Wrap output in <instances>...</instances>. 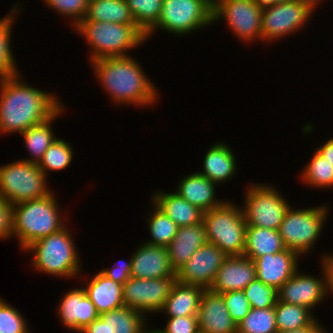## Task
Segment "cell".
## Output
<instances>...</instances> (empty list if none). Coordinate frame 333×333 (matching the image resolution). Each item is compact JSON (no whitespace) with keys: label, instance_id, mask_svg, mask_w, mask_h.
<instances>
[{"label":"cell","instance_id":"cell-4","mask_svg":"<svg viewBox=\"0 0 333 333\" xmlns=\"http://www.w3.org/2000/svg\"><path fill=\"white\" fill-rule=\"evenodd\" d=\"M72 235L66 225L58 232L43 237L25 248L23 252L32 253L30 266L33 270L64 279L74 280L78 275L82 277L80 253Z\"/></svg>","mask_w":333,"mask_h":333},{"label":"cell","instance_id":"cell-15","mask_svg":"<svg viewBox=\"0 0 333 333\" xmlns=\"http://www.w3.org/2000/svg\"><path fill=\"white\" fill-rule=\"evenodd\" d=\"M228 256L215 244L202 245L176 272L178 282L209 289L216 273Z\"/></svg>","mask_w":333,"mask_h":333},{"label":"cell","instance_id":"cell-19","mask_svg":"<svg viewBox=\"0 0 333 333\" xmlns=\"http://www.w3.org/2000/svg\"><path fill=\"white\" fill-rule=\"evenodd\" d=\"M199 333H237L222 294L205 289L198 309Z\"/></svg>","mask_w":333,"mask_h":333},{"label":"cell","instance_id":"cell-32","mask_svg":"<svg viewBox=\"0 0 333 333\" xmlns=\"http://www.w3.org/2000/svg\"><path fill=\"white\" fill-rule=\"evenodd\" d=\"M314 313L304 306L294 305L277 299L275 321L279 331L309 327L316 319Z\"/></svg>","mask_w":333,"mask_h":333},{"label":"cell","instance_id":"cell-34","mask_svg":"<svg viewBox=\"0 0 333 333\" xmlns=\"http://www.w3.org/2000/svg\"><path fill=\"white\" fill-rule=\"evenodd\" d=\"M302 170L299 178L305 185L322 189L333 188V165L316 149Z\"/></svg>","mask_w":333,"mask_h":333},{"label":"cell","instance_id":"cell-31","mask_svg":"<svg viewBox=\"0 0 333 333\" xmlns=\"http://www.w3.org/2000/svg\"><path fill=\"white\" fill-rule=\"evenodd\" d=\"M99 316L109 324L110 333H147L152 328L146 326L148 320L143 313L126 306Z\"/></svg>","mask_w":333,"mask_h":333},{"label":"cell","instance_id":"cell-12","mask_svg":"<svg viewBox=\"0 0 333 333\" xmlns=\"http://www.w3.org/2000/svg\"><path fill=\"white\" fill-rule=\"evenodd\" d=\"M313 10L309 5L296 0L275 4L262 13V42L280 40L302 28L311 21Z\"/></svg>","mask_w":333,"mask_h":333},{"label":"cell","instance_id":"cell-16","mask_svg":"<svg viewBox=\"0 0 333 333\" xmlns=\"http://www.w3.org/2000/svg\"><path fill=\"white\" fill-rule=\"evenodd\" d=\"M57 316L63 328L71 332H81L99 317L95 305L87 297L83 287L69 289L60 299Z\"/></svg>","mask_w":333,"mask_h":333},{"label":"cell","instance_id":"cell-44","mask_svg":"<svg viewBox=\"0 0 333 333\" xmlns=\"http://www.w3.org/2000/svg\"><path fill=\"white\" fill-rule=\"evenodd\" d=\"M131 259L129 261L118 260L113 267L105 268L100 270V272L105 275L107 278L113 280L118 284H124L131 277Z\"/></svg>","mask_w":333,"mask_h":333},{"label":"cell","instance_id":"cell-24","mask_svg":"<svg viewBox=\"0 0 333 333\" xmlns=\"http://www.w3.org/2000/svg\"><path fill=\"white\" fill-rule=\"evenodd\" d=\"M99 315L123 307V285L107 278L100 271L83 286Z\"/></svg>","mask_w":333,"mask_h":333},{"label":"cell","instance_id":"cell-18","mask_svg":"<svg viewBox=\"0 0 333 333\" xmlns=\"http://www.w3.org/2000/svg\"><path fill=\"white\" fill-rule=\"evenodd\" d=\"M257 278L254 260L246 256H228L218 269L209 290L215 293L242 291Z\"/></svg>","mask_w":333,"mask_h":333},{"label":"cell","instance_id":"cell-2","mask_svg":"<svg viewBox=\"0 0 333 333\" xmlns=\"http://www.w3.org/2000/svg\"><path fill=\"white\" fill-rule=\"evenodd\" d=\"M90 63L101 88L116 106L152 107L157 103L159 90L133 56L108 57Z\"/></svg>","mask_w":333,"mask_h":333},{"label":"cell","instance_id":"cell-51","mask_svg":"<svg viewBox=\"0 0 333 333\" xmlns=\"http://www.w3.org/2000/svg\"><path fill=\"white\" fill-rule=\"evenodd\" d=\"M147 333H155L152 329H150Z\"/></svg>","mask_w":333,"mask_h":333},{"label":"cell","instance_id":"cell-35","mask_svg":"<svg viewBox=\"0 0 333 333\" xmlns=\"http://www.w3.org/2000/svg\"><path fill=\"white\" fill-rule=\"evenodd\" d=\"M73 154L70 142L62 138H56L37 165L46 177H48L49 171H63L65 168L69 167L74 159Z\"/></svg>","mask_w":333,"mask_h":333},{"label":"cell","instance_id":"cell-21","mask_svg":"<svg viewBox=\"0 0 333 333\" xmlns=\"http://www.w3.org/2000/svg\"><path fill=\"white\" fill-rule=\"evenodd\" d=\"M177 190L182 198L203 212L220 206L225 200L216 198V183L198 172L181 177Z\"/></svg>","mask_w":333,"mask_h":333},{"label":"cell","instance_id":"cell-40","mask_svg":"<svg viewBox=\"0 0 333 333\" xmlns=\"http://www.w3.org/2000/svg\"><path fill=\"white\" fill-rule=\"evenodd\" d=\"M0 296V333H32L24 315Z\"/></svg>","mask_w":333,"mask_h":333},{"label":"cell","instance_id":"cell-11","mask_svg":"<svg viewBox=\"0 0 333 333\" xmlns=\"http://www.w3.org/2000/svg\"><path fill=\"white\" fill-rule=\"evenodd\" d=\"M213 24L227 21L228 27L244 43L262 42V13L254 0H212ZM215 22V23H214Z\"/></svg>","mask_w":333,"mask_h":333},{"label":"cell","instance_id":"cell-33","mask_svg":"<svg viewBox=\"0 0 333 333\" xmlns=\"http://www.w3.org/2000/svg\"><path fill=\"white\" fill-rule=\"evenodd\" d=\"M151 212L149 211L147 227L152 239L144 241L151 245L167 247L177 234L178 226L161 209L152 203Z\"/></svg>","mask_w":333,"mask_h":333},{"label":"cell","instance_id":"cell-7","mask_svg":"<svg viewBox=\"0 0 333 333\" xmlns=\"http://www.w3.org/2000/svg\"><path fill=\"white\" fill-rule=\"evenodd\" d=\"M329 210L326 204L298 209L290 206L278 229L284 246L298 253L300 257L313 251L324 222L326 223L329 217Z\"/></svg>","mask_w":333,"mask_h":333},{"label":"cell","instance_id":"cell-13","mask_svg":"<svg viewBox=\"0 0 333 333\" xmlns=\"http://www.w3.org/2000/svg\"><path fill=\"white\" fill-rule=\"evenodd\" d=\"M176 281V277L158 279L130 277L123 284V304L146 316L149 313H160Z\"/></svg>","mask_w":333,"mask_h":333},{"label":"cell","instance_id":"cell-8","mask_svg":"<svg viewBox=\"0 0 333 333\" xmlns=\"http://www.w3.org/2000/svg\"><path fill=\"white\" fill-rule=\"evenodd\" d=\"M212 13V0H163L160 18L146 34V40L159 29L175 36L202 30L213 25Z\"/></svg>","mask_w":333,"mask_h":333},{"label":"cell","instance_id":"cell-37","mask_svg":"<svg viewBox=\"0 0 333 333\" xmlns=\"http://www.w3.org/2000/svg\"><path fill=\"white\" fill-rule=\"evenodd\" d=\"M275 306L251 308L246 317L237 324V333H276Z\"/></svg>","mask_w":333,"mask_h":333},{"label":"cell","instance_id":"cell-28","mask_svg":"<svg viewBox=\"0 0 333 333\" xmlns=\"http://www.w3.org/2000/svg\"><path fill=\"white\" fill-rule=\"evenodd\" d=\"M281 235L278 230L263 227L247 226L245 249L243 255L255 260L266 254H274L284 250Z\"/></svg>","mask_w":333,"mask_h":333},{"label":"cell","instance_id":"cell-38","mask_svg":"<svg viewBox=\"0 0 333 333\" xmlns=\"http://www.w3.org/2000/svg\"><path fill=\"white\" fill-rule=\"evenodd\" d=\"M243 292L249 301L250 307L255 309L274 307L278 299L277 290L257 278L250 282L243 289Z\"/></svg>","mask_w":333,"mask_h":333},{"label":"cell","instance_id":"cell-14","mask_svg":"<svg viewBox=\"0 0 333 333\" xmlns=\"http://www.w3.org/2000/svg\"><path fill=\"white\" fill-rule=\"evenodd\" d=\"M321 277L301 272L299 269L278 290V300L304 306L314 313L316 306L328 297L326 270L321 265Z\"/></svg>","mask_w":333,"mask_h":333},{"label":"cell","instance_id":"cell-48","mask_svg":"<svg viewBox=\"0 0 333 333\" xmlns=\"http://www.w3.org/2000/svg\"><path fill=\"white\" fill-rule=\"evenodd\" d=\"M314 149H316L331 165H333V137Z\"/></svg>","mask_w":333,"mask_h":333},{"label":"cell","instance_id":"cell-3","mask_svg":"<svg viewBox=\"0 0 333 333\" xmlns=\"http://www.w3.org/2000/svg\"><path fill=\"white\" fill-rule=\"evenodd\" d=\"M55 195L52 191L43 198L13 205V237L21 250L67 225L68 218L64 217Z\"/></svg>","mask_w":333,"mask_h":333},{"label":"cell","instance_id":"cell-47","mask_svg":"<svg viewBox=\"0 0 333 333\" xmlns=\"http://www.w3.org/2000/svg\"><path fill=\"white\" fill-rule=\"evenodd\" d=\"M327 329L316 319L309 327L289 330V331H277L276 333H328Z\"/></svg>","mask_w":333,"mask_h":333},{"label":"cell","instance_id":"cell-5","mask_svg":"<svg viewBox=\"0 0 333 333\" xmlns=\"http://www.w3.org/2000/svg\"><path fill=\"white\" fill-rule=\"evenodd\" d=\"M90 47V62L108 57L128 56L146 41V35L136 24H119L81 20L73 29Z\"/></svg>","mask_w":333,"mask_h":333},{"label":"cell","instance_id":"cell-1","mask_svg":"<svg viewBox=\"0 0 333 333\" xmlns=\"http://www.w3.org/2000/svg\"><path fill=\"white\" fill-rule=\"evenodd\" d=\"M20 74L0 80V135L21 134L64 106L59 97L32 87Z\"/></svg>","mask_w":333,"mask_h":333},{"label":"cell","instance_id":"cell-45","mask_svg":"<svg viewBox=\"0 0 333 333\" xmlns=\"http://www.w3.org/2000/svg\"><path fill=\"white\" fill-rule=\"evenodd\" d=\"M321 265L326 270L328 295L333 294V253H325L321 256Z\"/></svg>","mask_w":333,"mask_h":333},{"label":"cell","instance_id":"cell-42","mask_svg":"<svg viewBox=\"0 0 333 333\" xmlns=\"http://www.w3.org/2000/svg\"><path fill=\"white\" fill-rule=\"evenodd\" d=\"M163 328H153L155 333H199L197 315L167 317Z\"/></svg>","mask_w":333,"mask_h":333},{"label":"cell","instance_id":"cell-49","mask_svg":"<svg viewBox=\"0 0 333 333\" xmlns=\"http://www.w3.org/2000/svg\"><path fill=\"white\" fill-rule=\"evenodd\" d=\"M293 0H254V3L259 7L261 11L271 8L275 4L284 2H290Z\"/></svg>","mask_w":333,"mask_h":333},{"label":"cell","instance_id":"cell-22","mask_svg":"<svg viewBox=\"0 0 333 333\" xmlns=\"http://www.w3.org/2000/svg\"><path fill=\"white\" fill-rule=\"evenodd\" d=\"M207 242L203 221L191 226L178 227L177 234L166 247L173 270L177 272Z\"/></svg>","mask_w":333,"mask_h":333},{"label":"cell","instance_id":"cell-25","mask_svg":"<svg viewBox=\"0 0 333 333\" xmlns=\"http://www.w3.org/2000/svg\"><path fill=\"white\" fill-rule=\"evenodd\" d=\"M151 199L178 227L191 226L203 221V211L190 204L178 193L154 192Z\"/></svg>","mask_w":333,"mask_h":333},{"label":"cell","instance_id":"cell-9","mask_svg":"<svg viewBox=\"0 0 333 333\" xmlns=\"http://www.w3.org/2000/svg\"><path fill=\"white\" fill-rule=\"evenodd\" d=\"M48 178L35 163L16 160L0 166V195L12 205L37 200L53 190Z\"/></svg>","mask_w":333,"mask_h":333},{"label":"cell","instance_id":"cell-36","mask_svg":"<svg viewBox=\"0 0 333 333\" xmlns=\"http://www.w3.org/2000/svg\"><path fill=\"white\" fill-rule=\"evenodd\" d=\"M137 27L146 35L158 22L163 0H125Z\"/></svg>","mask_w":333,"mask_h":333},{"label":"cell","instance_id":"cell-23","mask_svg":"<svg viewBox=\"0 0 333 333\" xmlns=\"http://www.w3.org/2000/svg\"><path fill=\"white\" fill-rule=\"evenodd\" d=\"M235 156L226 142L214 143L204 155L203 170L198 173L212 180L217 186L224 184L236 176L238 166Z\"/></svg>","mask_w":333,"mask_h":333},{"label":"cell","instance_id":"cell-41","mask_svg":"<svg viewBox=\"0 0 333 333\" xmlns=\"http://www.w3.org/2000/svg\"><path fill=\"white\" fill-rule=\"evenodd\" d=\"M222 296L232 320L238 324L246 317L251 309L243 290L222 293Z\"/></svg>","mask_w":333,"mask_h":333},{"label":"cell","instance_id":"cell-27","mask_svg":"<svg viewBox=\"0 0 333 333\" xmlns=\"http://www.w3.org/2000/svg\"><path fill=\"white\" fill-rule=\"evenodd\" d=\"M63 106L54 116L40 123L36 126H32L21 133L24 139V146L30 154L28 158L22 159L30 163L38 164L42 159L44 153L49 148V146L57 138L54 135V130H52V123L65 111Z\"/></svg>","mask_w":333,"mask_h":333},{"label":"cell","instance_id":"cell-50","mask_svg":"<svg viewBox=\"0 0 333 333\" xmlns=\"http://www.w3.org/2000/svg\"><path fill=\"white\" fill-rule=\"evenodd\" d=\"M296 1L303 2L309 5L313 10H316L318 8L317 6L323 2V0H296Z\"/></svg>","mask_w":333,"mask_h":333},{"label":"cell","instance_id":"cell-39","mask_svg":"<svg viewBox=\"0 0 333 333\" xmlns=\"http://www.w3.org/2000/svg\"><path fill=\"white\" fill-rule=\"evenodd\" d=\"M89 0H43L44 4L54 10V12L62 18H69L71 21V28H74L81 20H83L87 13Z\"/></svg>","mask_w":333,"mask_h":333},{"label":"cell","instance_id":"cell-20","mask_svg":"<svg viewBox=\"0 0 333 333\" xmlns=\"http://www.w3.org/2000/svg\"><path fill=\"white\" fill-rule=\"evenodd\" d=\"M299 254L284 250L260 256L254 260L257 279L278 290L299 268Z\"/></svg>","mask_w":333,"mask_h":333},{"label":"cell","instance_id":"cell-10","mask_svg":"<svg viewBox=\"0 0 333 333\" xmlns=\"http://www.w3.org/2000/svg\"><path fill=\"white\" fill-rule=\"evenodd\" d=\"M241 206L247 226L278 230L290 204L275 186L248 184Z\"/></svg>","mask_w":333,"mask_h":333},{"label":"cell","instance_id":"cell-17","mask_svg":"<svg viewBox=\"0 0 333 333\" xmlns=\"http://www.w3.org/2000/svg\"><path fill=\"white\" fill-rule=\"evenodd\" d=\"M131 277L138 279L176 277V272L170 265L167 248L141 243L132 255Z\"/></svg>","mask_w":333,"mask_h":333},{"label":"cell","instance_id":"cell-46","mask_svg":"<svg viewBox=\"0 0 333 333\" xmlns=\"http://www.w3.org/2000/svg\"><path fill=\"white\" fill-rule=\"evenodd\" d=\"M82 333H110L109 324L105 322L100 316L92 321Z\"/></svg>","mask_w":333,"mask_h":333},{"label":"cell","instance_id":"cell-6","mask_svg":"<svg viewBox=\"0 0 333 333\" xmlns=\"http://www.w3.org/2000/svg\"><path fill=\"white\" fill-rule=\"evenodd\" d=\"M203 223L209 243L215 244L227 256H242L245 249L246 221L242 208L231 200L203 213Z\"/></svg>","mask_w":333,"mask_h":333},{"label":"cell","instance_id":"cell-30","mask_svg":"<svg viewBox=\"0 0 333 333\" xmlns=\"http://www.w3.org/2000/svg\"><path fill=\"white\" fill-rule=\"evenodd\" d=\"M84 20L136 24L125 0H89Z\"/></svg>","mask_w":333,"mask_h":333},{"label":"cell","instance_id":"cell-26","mask_svg":"<svg viewBox=\"0 0 333 333\" xmlns=\"http://www.w3.org/2000/svg\"><path fill=\"white\" fill-rule=\"evenodd\" d=\"M204 291L205 288L201 286L176 281L160 313L167 317L198 315Z\"/></svg>","mask_w":333,"mask_h":333},{"label":"cell","instance_id":"cell-43","mask_svg":"<svg viewBox=\"0 0 333 333\" xmlns=\"http://www.w3.org/2000/svg\"><path fill=\"white\" fill-rule=\"evenodd\" d=\"M9 238H13V205L0 195V240Z\"/></svg>","mask_w":333,"mask_h":333},{"label":"cell","instance_id":"cell-29","mask_svg":"<svg viewBox=\"0 0 333 333\" xmlns=\"http://www.w3.org/2000/svg\"><path fill=\"white\" fill-rule=\"evenodd\" d=\"M13 5L12 10H10L11 13L0 18V80L13 77L19 74L20 71L17 69L18 65L16 64V58L12 51L11 38L13 34V24L16 20L15 17H17V14L21 13L23 6L18 3Z\"/></svg>","mask_w":333,"mask_h":333}]
</instances>
